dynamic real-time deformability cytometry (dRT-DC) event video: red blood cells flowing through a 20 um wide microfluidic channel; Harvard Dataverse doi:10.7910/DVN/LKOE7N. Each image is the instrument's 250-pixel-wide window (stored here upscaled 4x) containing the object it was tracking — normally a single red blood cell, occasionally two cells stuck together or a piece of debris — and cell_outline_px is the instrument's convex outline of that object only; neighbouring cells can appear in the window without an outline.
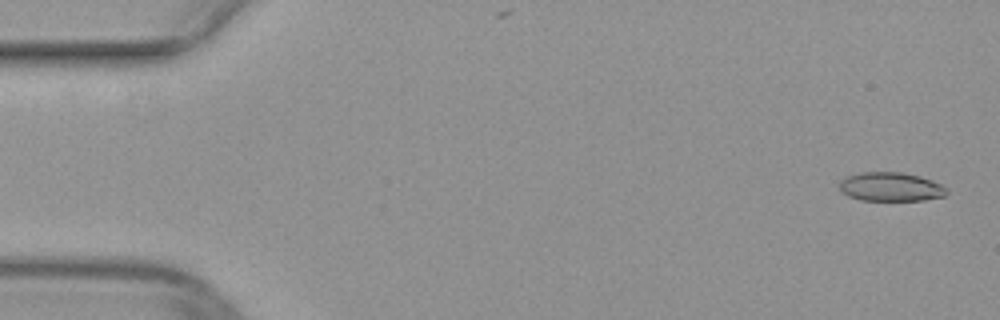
{"species": "common noctule bat (a hibernating species)", "species_latin": "Nyctalus noctula", "temperature_condition": "warm", "stored_images_in_passage": 14, "camera_frame_rate_fps": 3000, "um_per_image_px": 0.085, "animal": {"sex": "female", "body_mass_g": 29.2, "forearm_length_mm": 56.3}, "frame": {"image": 1, "passage_image": 1, "time_ms": 0.0, "image_size_px": [1000, 320], "cell_outline_px": [[948, 192], [944, 196], [924, 200], [860, 200], [848, 196], [840, 192], [840, 180], [844, 176], [860, 172], [904, 172], [920, 176], [932, 180], [940, 184]], "centroid_in_image_um": [75.66, 15.87], "position_along_channel_um": 9.3, "area_um2": 18.21}}